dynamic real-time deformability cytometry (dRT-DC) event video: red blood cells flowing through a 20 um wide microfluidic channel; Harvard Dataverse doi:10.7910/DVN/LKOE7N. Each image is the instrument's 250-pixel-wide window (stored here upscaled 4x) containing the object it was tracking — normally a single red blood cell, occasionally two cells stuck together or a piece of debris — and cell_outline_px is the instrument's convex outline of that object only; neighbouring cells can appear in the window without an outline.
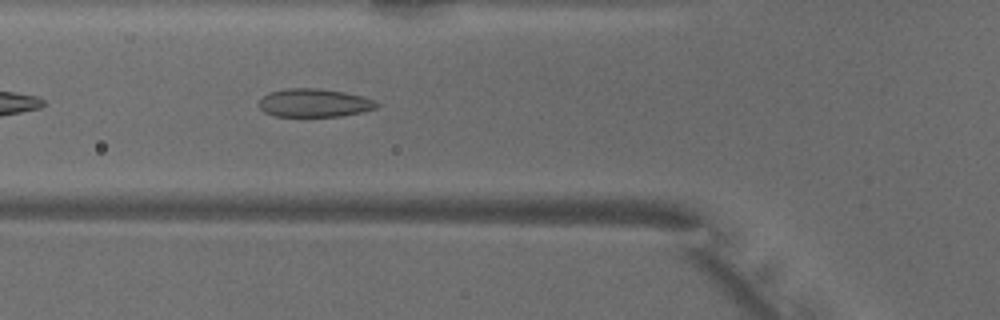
{"species": "common noctule bat (a hibernating species)", "species_latin": "Nyctalus noctula", "temperature_condition": "warm", "stored_images_in_passage": 38, "camera_frame_rate_fps": 3000, "um_per_image_px": 0.085, "animal": {"sex": "male", "body_mass_g": 18.8}, "frame": {"image": 1, "passage_image": 6, "time_ms": 1.667, "image_size_px": [1000, 320], "cell_outline_px": [[380, 104], [376, 108], [360, 112], [340, 116], [276, 116], [264, 112], [260, 108], [260, 100], [268, 92], [288, 88], [320, 88], [344, 92], [364, 96]], "centroid_in_image_um": [26.71, 8.74], "position_along_channel_um": 99.1, "area_um2": 19.31}}
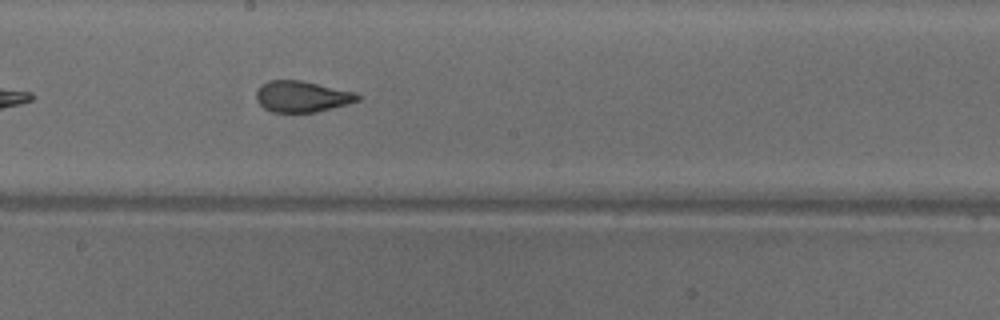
{"frame": {"image": 2, "passage_image": 15, "time_ms": 4.667, "image_size_px": [1000, 320], "cell_outline_px": [[360, 100], [348, 104], [316, 112], [272, 112], [264, 108], [256, 100], [256, 92], [268, 80], [300, 80], [356, 92], [360, 96]], "centroid_in_image_um": [25.69, 8.21], "position_along_channel_um": 222.5, "area_um2": 18.32}}
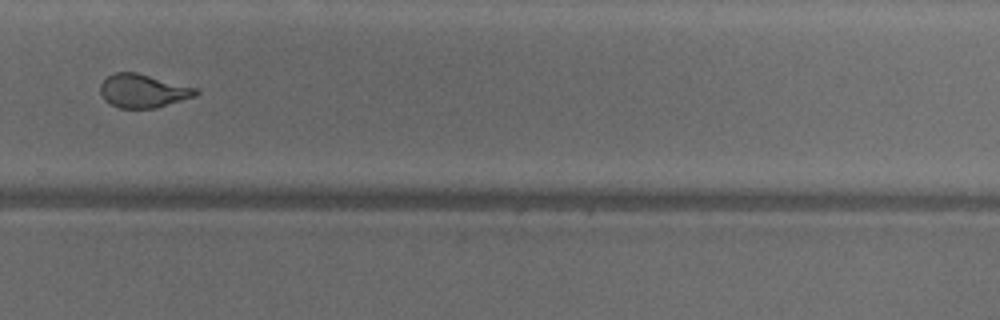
{"frame": {"image": 3, "passage_image": 22, "time_ms": 7.0, "image_size_px": [1000, 320], "cell_outline_px": [[200, 92], [196, 96], [156, 108], [120, 108], [104, 100], [100, 92], [100, 84], [108, 76], [116, 72], [136, 72], [196, 88]], "centroid_in_image_um": [12.15, 7.73], "position_along_channel_um": 317.6, "area_um2": 18.5}, "authors_computed_cell_mechanics": {"area_um2": 19.4208, "velocity_mm_per_s": 4.0952, "shape_relaxation_time_tau1_ms": 6.6269, "shape_relaxation_time_tau2_ms": 0.8335, "deformation_change_tau1": 0.1883, "deformation_change_tau2": 0.0824}}